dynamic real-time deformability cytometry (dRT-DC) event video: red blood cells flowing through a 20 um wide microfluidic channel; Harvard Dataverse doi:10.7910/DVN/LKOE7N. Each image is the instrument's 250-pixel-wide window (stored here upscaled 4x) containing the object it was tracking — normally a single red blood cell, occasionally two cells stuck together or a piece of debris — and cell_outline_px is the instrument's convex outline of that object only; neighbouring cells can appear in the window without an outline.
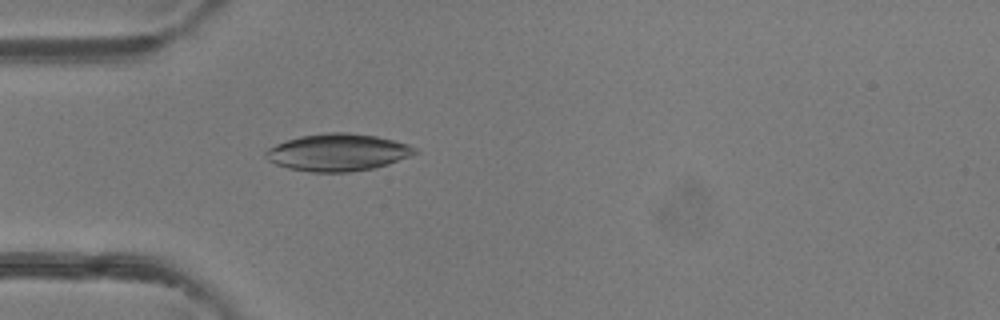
{"species": "common noctule bat (a hibernating species)", "species_latin": "Nyctalus noctula", "temperature_condition": "room temperature", "stored_images_in_passage": 47, "camera_frame_rate_fps": 3000, "um_per_image_px": 0.085, "animal": {"sex": "female"}, "frame": {"image": 1, "passage_image": 14, "time_ms": 4.333, "image_size_px": [1000, 320], "cell_outline_px": [[420, 152], [412, 156], [388, 164], [372, 168], [352, 172], [308, 172], [288, 168], [276, 164], [268, 160], [264, 156], [264, 152], [268, 148], [276, 144], [300, 136], [328, 132], [348, 132], [376, 136], [408, 144], [416, 148]], "centroid_in_image_um": [28.72, 12.95], "position_along_channel_um": 56.3, "area_um2": 32.48}}
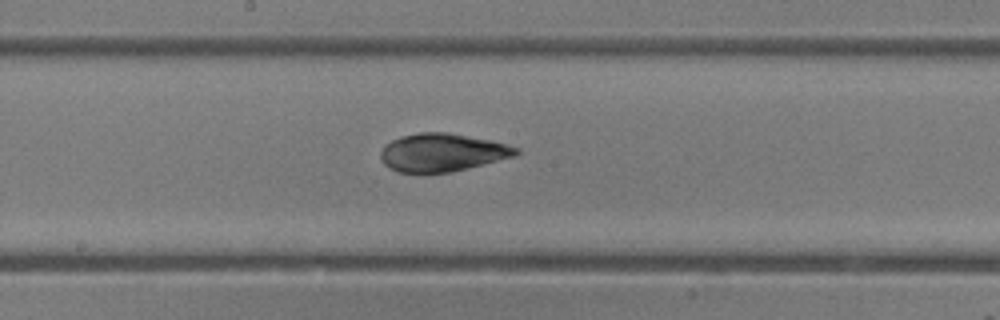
{"frame": {"image": 2, "passage_image": 25, "time_ms": 8.0, "image_size_px": [1000, 320], "cell_outline_px": [[520, 152], [516, 156], [452, 172], [396, 172], [388, 168], [384, 164], [380, 156], [380, 152], [384, 144], [400, 136], [420, 132], [448, 132], [492, 140], [520, 148]], "centroid_in_image_um": [37.59, 12.95], "position_along_channel_um": 210.6, "area_um2": 30.23}}
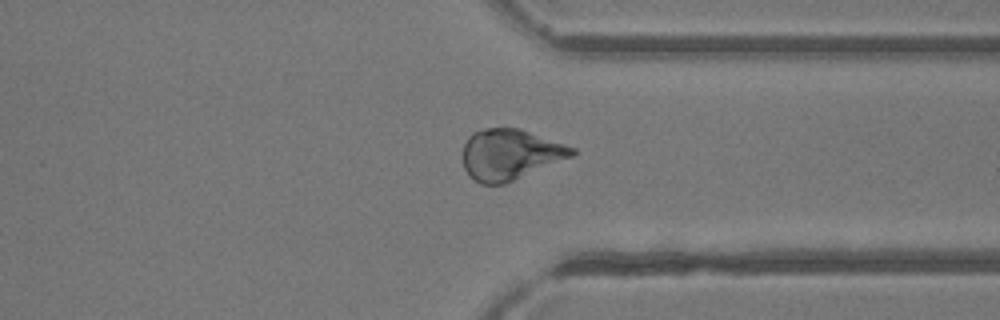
{"frame": {"image": 3, "passage_image": 36, "time_ms": 11.667, "image_size_px": [1000, 320], "cell_outline_px": [[576, 152], [572, 156], [504, 184], [480, 184], [464, 168], [464, 144], [468, 136], [472, 132], [484, 128], [520, 128], [576, 148]], "centroid_in_image_um": [43.35, 13.11], "position_along_channel_um": 368.0, "area_um2": 31.91}}